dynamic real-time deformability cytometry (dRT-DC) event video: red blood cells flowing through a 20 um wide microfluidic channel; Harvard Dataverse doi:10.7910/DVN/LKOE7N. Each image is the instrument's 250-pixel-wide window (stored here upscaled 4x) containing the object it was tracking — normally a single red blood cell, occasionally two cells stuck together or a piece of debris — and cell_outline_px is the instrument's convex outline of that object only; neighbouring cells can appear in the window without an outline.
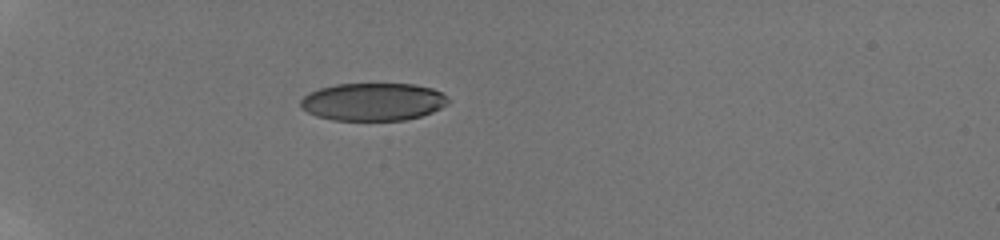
{"species": "human", "species_latin": "Homo sapiens", "temperature_condition": "room temperature", "stored_images_in_passage": 12, "camera_frame_rate_fps": 3000, "um_per_image_px": 0.085, "donor": {"sex": "male"}, "frame": {"image": 1, "passage_image": 9, "time_ms": 5.667, "image_size_px": [1000, 240], "cell_outline_px": [[452, 100], [448, 104], [432, 112], [420, 116], [404, 120], [332, 120], [316, 116], [308, 112], [300, 104], [300, 100], [308, 92], [320, 88], [336, 84], [416, 84], [432, 88], [440, 92]], "centroid_in_image_um": [31.72, 8.65], "position_along_channel_um": 53.3, "area_um2": 32.54}}
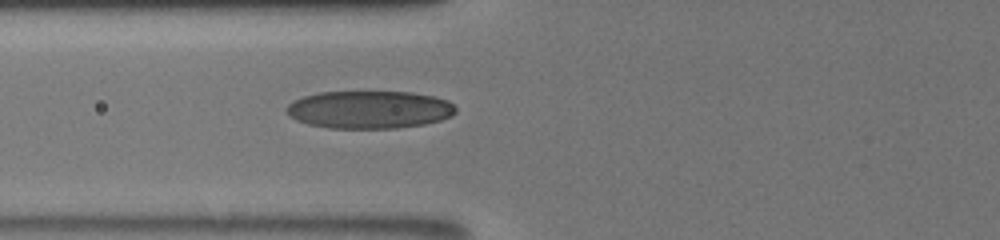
{"frame": {"image": 2, "passage_image": 12, "time_ms": 7.667, "image_size_px": [1000, 240], "cell_outline_px": [[456, 112], [452, 116], [440, 120], [424, 124], [396, 128], [328, 128], [308, 124], [296, 120], [288, 116], [284, 112], [284, 108], [292, 100], [304, 96], [320, 92], [412, 92], [436, 96], [448, 100], [456, 108]], "centroid_in_image_um": [31.37, 9.31], "position_along_channel_um": 94.4, "area_um2": 37.57}}